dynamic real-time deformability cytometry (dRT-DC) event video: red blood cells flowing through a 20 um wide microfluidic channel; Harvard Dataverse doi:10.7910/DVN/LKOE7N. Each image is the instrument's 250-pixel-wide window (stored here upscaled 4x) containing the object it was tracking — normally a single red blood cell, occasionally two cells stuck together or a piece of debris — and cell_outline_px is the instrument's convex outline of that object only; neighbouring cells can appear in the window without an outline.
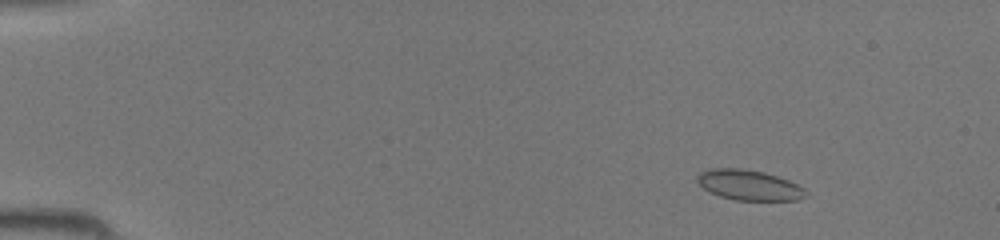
{"species": "common noctule bat (a hibernating species)", "species_latin": "Nyctalus noctula", "temperature_condition": "room temperature", "stored_images_in_passage": 45, "camera_frame_rate_fps": 3000, "um_per_image_px": 0.085, "animal": {"sex": "female", "body_mass_g": 19.5, "forearm_length_mm": 54.1}, "frame": {"image": 1, "passage_image": 6, "time_ms": 1.667, "image_size_px": [1000, 240], "cell_outline_px": [[808, 196], [796, 200], [736, 200], [720, 196], [704, 188], [696, 180], [696, 176], [700, 172], [712, 168], [740, 168], [764, 172], [788, 180], [804, 188], [808, 192]], "centroid_in_image_um": [63.68, 15.73], "position_along_channel_um": 21.3, "area_um2": 19.07}}
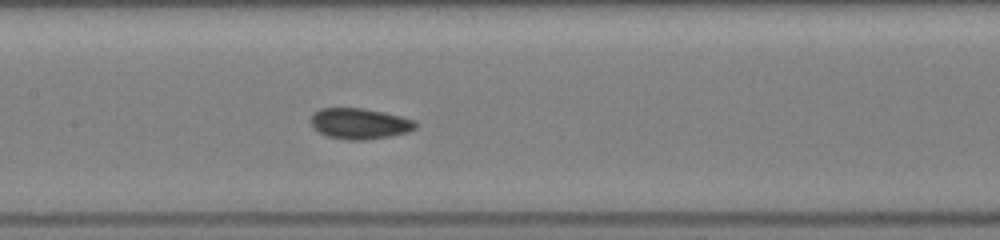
{"frame": {"image": 2, "passage_image": 23, "time_ms": 7.333, "image_size_px": [1000, 240], "cell_outline_px": [[420, 124], [416, 128], [408, 132], [392, 136], [364, 140], [348, 140], [328, 136], [320, 132], [312, 124], [312, 112], [320, 108], [364, 108], [384, 112], [416, 120]], "centroid_in_image_um": [30.63, 10.5], "position_along_channel_um": 176.8, "area_um2": 18.9}}
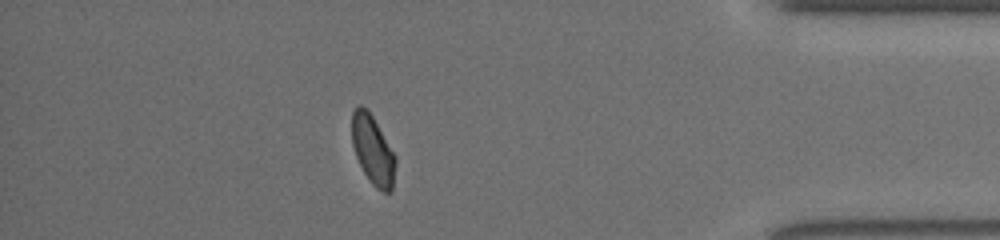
{"frame": {"image": 3, "passage_image": 40, "time_ms": 13.0, "image_size_px": [1000, 240], "cell_outline_px": [[396, 164], [392, 192], [384, 192], [376, 188], [372, 184], [364, 172], [356, 156], [352, 144], [352, 112], [356, 104], [360, 104], [368, 108], [396, 156]], "centroid_in_image_um": [31.69, 12.72], "position_along_channel_um": 403.5, "area_um2": 17.74}}